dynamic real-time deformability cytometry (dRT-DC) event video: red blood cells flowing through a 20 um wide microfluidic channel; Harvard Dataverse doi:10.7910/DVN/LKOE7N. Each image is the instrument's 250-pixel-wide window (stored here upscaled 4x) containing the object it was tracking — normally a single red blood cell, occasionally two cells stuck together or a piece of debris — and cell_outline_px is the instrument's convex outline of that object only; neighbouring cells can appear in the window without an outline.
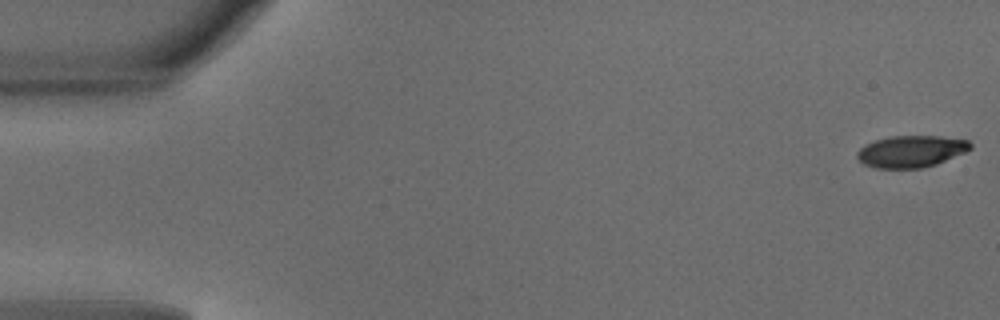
{"species": "common noctule bat (a hibernating species)", "species_latin": "Nyctalus noctula", "temperature_condition": "warm", "stored_images_in_passage": 49, "camera_frame_rate_fps": 3000, "um_per_image_px": 0.085, "animal": {"sex": "male", "body_mass_g": 18.8}, "frame": {"image": 1, "passage_image": 1, "time_ms": 0.0, "image_size_px": [1000, 320], "cell_outline_px": [[972, 148], [964, 152], [936, 164], [920, 168], [876, 168], [864, 164], [856, 156], [856, 152], [860, 148], [876, 140], [892, 136], [940, 136], [968, 140], [972, 144]], "centroid_in_image_um": [77.45, 12.86], "position_along_channel_um": 7.6, "area_um2": 20.75}}
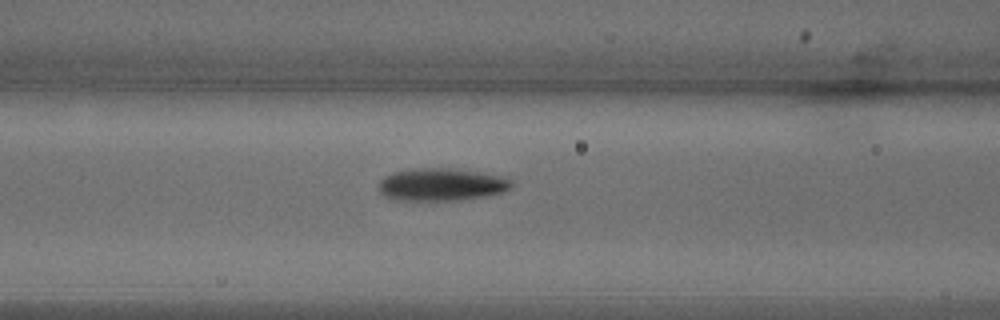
{"frame": {"image": 2, "passage_image": 20, "time_ms": 6.333, "image_size_px": [1000, 320], "cell_outline_px": [[512, 188], [504, 192], [488, 196], [460, 200], [392, 200], [384, 196], [380, 192], [380, 180], [384, 176], [392, 172], [412, 168], [448, 168], [508, 176], [512, 180]], "centroid_in_image_um": [37.56, 15.68], "position_along_channel_um": 129.0, "area_um2": 25.61}}
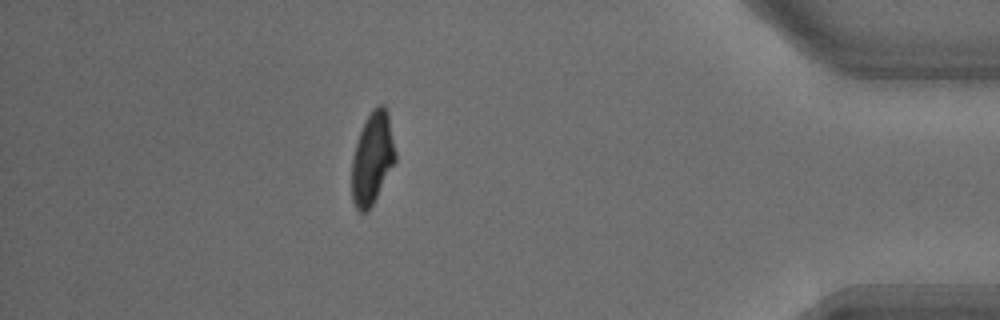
{"frame": {"image": 3, "passage_image": 43, "time_ms": 14.0, "image_size_px": [1000, 320], "cell_outline_px": [[396, 160], [368, 212], [360, 212], [356, 208], [352, 200], [352, 160], [356, 144], [360, 132], [372, 108], [380, 104], [384, 104], [388, 112], [396, 152]], "centroid_in_image_um": [31.66, 13.45], "position_along_channel_um": 403.5, "area_um2": 23.18}, "authors_computed_cell_mechanics": {"area_um2": 23.5246, "velocity_mm_per_s": 4.1487, "shape_relaxation_time_tau1_ms": 2.9818, "shape_relaxation_time_tau2_ms": 2.2271, "deformation_change_tau1": 0.179, "deformation_change_tau2": 0.0829}}